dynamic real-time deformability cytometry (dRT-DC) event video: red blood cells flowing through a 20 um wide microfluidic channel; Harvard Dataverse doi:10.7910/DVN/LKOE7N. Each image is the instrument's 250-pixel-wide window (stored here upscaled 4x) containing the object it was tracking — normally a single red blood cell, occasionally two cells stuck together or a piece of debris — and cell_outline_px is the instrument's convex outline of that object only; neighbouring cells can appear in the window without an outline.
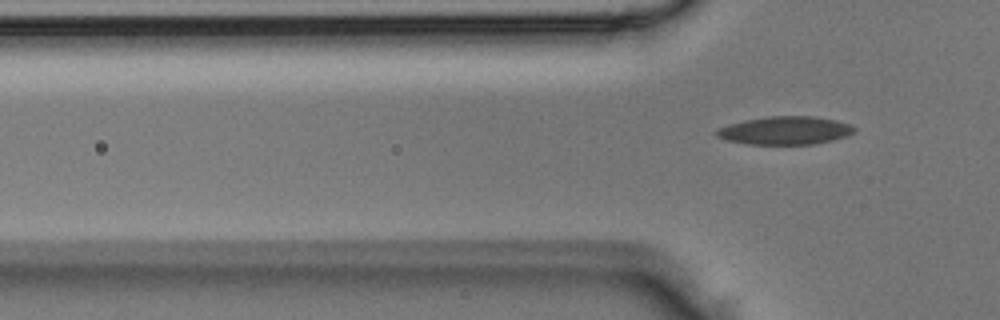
{"species": "Egyptian fruit bat (a non-hibernating species)", "species_latin": "Rousettus aegyptiacus", "temperature_condition": "room temperature", "stored_images_in_passage": 4, "camera_frame_rate_fps": 3000, "um_per_image_px": 0.085, "animal": {"sex": "male"}, "frame": {"image": 1, "passage_image": 4, "time_ms": 1.0, "image_size_px": [1000, 320], "cell_outline_px": [[856, 128], [848, 136], [832, 140], [812, 144], [744, 144], [724, 140], [716, 136], [712, 132], [728, 124], [744, 120], [768, 116], [812, 116], [836, 120], [848, 124]], "centroid_in_image_um": [66.67, 11.09], "position_along_channel_um": 59.1, "area_um2": 22.66}}